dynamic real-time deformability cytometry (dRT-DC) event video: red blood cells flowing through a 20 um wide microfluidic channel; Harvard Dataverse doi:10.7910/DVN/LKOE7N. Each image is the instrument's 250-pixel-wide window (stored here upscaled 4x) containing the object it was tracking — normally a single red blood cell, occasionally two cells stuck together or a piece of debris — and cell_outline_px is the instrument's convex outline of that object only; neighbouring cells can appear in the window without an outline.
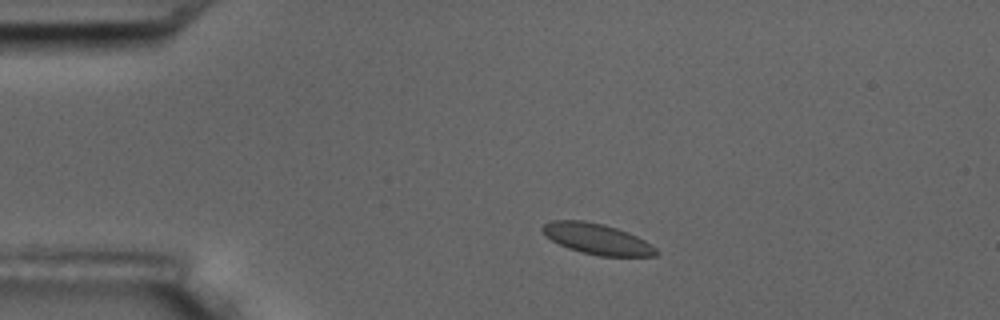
{"species": "common noctule bat (a hibernating species)", "species_latin": "Nyctalus noctula", "temperature_condition": "room temperature", "stored_images_in_passage": 16, "camera_frame_rate_fps": 3000, "um_per_image_px": 0.085, "animal": {"sex": "male", "body_mass_g": 17.5, "forearm_length_mm": 52.3}, "frame": {"image": 1, "passage_image": 3, "time_ms": 2.333, "image_size_px": [1000, 320], "cell_outline_px": [[660, 252], [656, 256], [600, 256], [580, 252], [568, 248], [552, 240], [540, 228], [544, 224], [552, 220], [584, 220], [604, 224], [628, 232], [652, 244]], "centroid_in_image_um": [50.78, 20.31], "position_along_channel_um": 34.2, "area_um2": 20.35}}
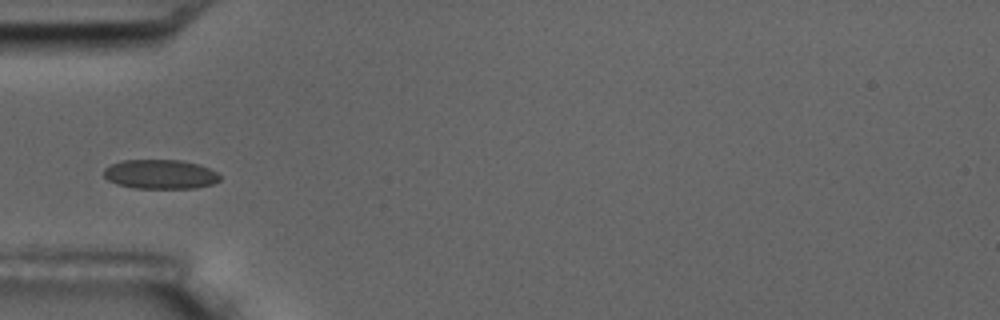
{"frame": {"image": 2, "passage_image": 5, "time_ms": 4.667, "image_size_px": [1000, 320], "cell_outline_px": [[220, 180], [212, 184], [196, 188], [132, 188], [116, 184], [108, 180], [104, 176], [104, 168], [120, 160], [184, 160], [200, 164], [216, 172], [220, 176]], "centroid_in_image_um": [13.62, 14.81], "position_along_channel_um": 71.4, "area_um2": 20.0}}
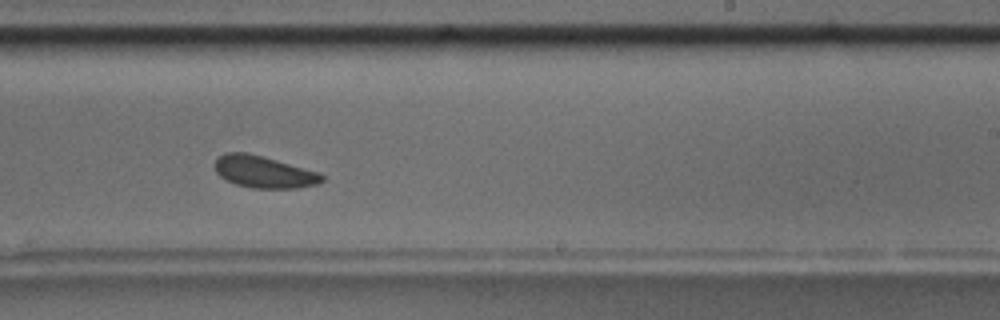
{"frame": {"image": 3, "passage_image": 10, "time_ms": 10.333, "image_size_px": [1000, 320], "cell_outline_px": [[324, 180], [316, 184], [296, 188], [252, 188], [236, 184], [220, 176], [216, 172], [216, 156], [224, 152], [248, 152], [264, 156], [320, 172], [324, 176]], "centroid_in_image_um": [22.43, 14.59], "position_along_channel_um": 266.6, "area_um2": 20.06}}